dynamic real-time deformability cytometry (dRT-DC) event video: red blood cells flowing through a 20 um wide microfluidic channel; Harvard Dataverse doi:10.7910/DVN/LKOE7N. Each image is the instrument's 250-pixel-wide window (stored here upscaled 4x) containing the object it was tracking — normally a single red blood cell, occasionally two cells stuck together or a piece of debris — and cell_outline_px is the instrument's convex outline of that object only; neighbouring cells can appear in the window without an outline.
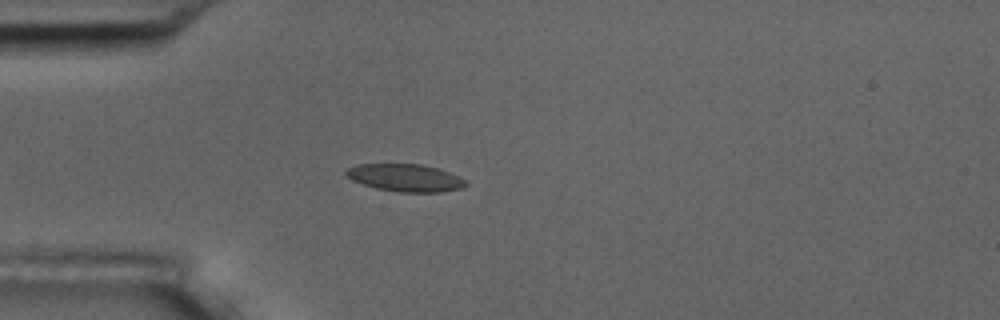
{"species": "common noctule bat (a hibernating species)", "species_latin": "Nyctalus noctula", "temperature_condition": "room temperature", "stored_images_in_passage": 4, "camera_frame_rate_fps": 3000, "um_per_image_px": 0.085, "animal": {"sex": "male", "body_mass_g": 17.5, "forearm_length_mm": 52.3}, "frame": {"image": 1, "passage_image": 4, "time_ms": 4.333, "image_size_px": [1000, 320], "cell_outline_px": [[468, 184], [464, 188], [440, 192], [396, 192], [376, 188], [352, 180], [344, 172], [348, 168], [356, 164], [420, 164], [440, 168], [468, 180]], "centroid_in_image_um": [34.51, 15.11], "position_along_channel_um": 50.5, "area_um2": 19.36}}